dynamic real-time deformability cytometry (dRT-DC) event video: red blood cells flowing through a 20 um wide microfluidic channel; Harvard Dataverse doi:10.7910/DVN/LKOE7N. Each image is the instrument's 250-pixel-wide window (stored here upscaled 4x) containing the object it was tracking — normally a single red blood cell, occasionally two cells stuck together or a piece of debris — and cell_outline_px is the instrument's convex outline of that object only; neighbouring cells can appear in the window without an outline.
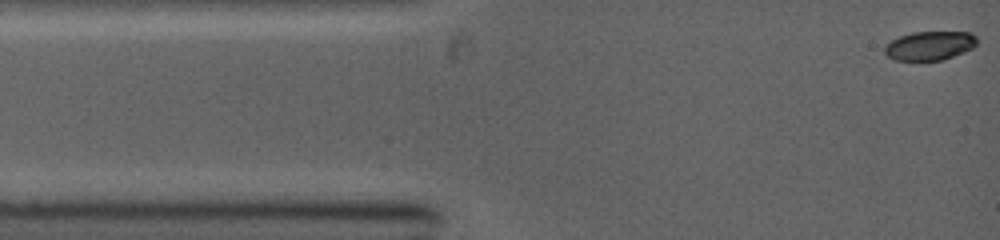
{"species": "common noctule bat (a hibernating species)", "species_latin": "Nyctalus noctula", "temperature_condition": "warm", "stored_images_in_passage": 59, "camera_frame_rate_fps": 5000, "um_per_image_px": 0.085, "animal": {"sex": "female", "body_mass_g": 19.0, "forearm_length_mm": 53.3}, "frame": {"image": 1, "passage_image": 1, "time_ms": 0.0, "image_size_px": [1000, 240], "cell_outline_px": [[976, 44], [972, 48], [964, 52], [944, 60], [892, 60], [884, 52], [884, 48], [892, 40], [900, 36], [912, 32], [968, 32], [976, 36]], "centroid_in_image_um": [79.02, 3.89], "position_along_channel_um": 6.0, "area_um2": 15.49}}
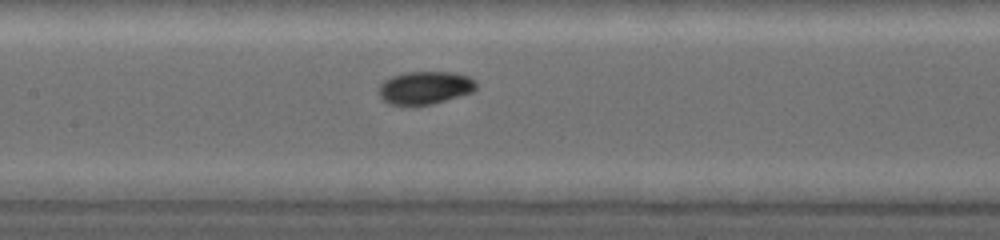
{"frame": {"image": 2, "passage_image": 24, "time_ms": 5.0, "image_size_px": [1000, 240], "cell_outline_px": [[476, 88], [472, 92], [460, 96], [432, 104], [388, 104], [380, 96], [380, 84], [384, 80], [392, 76], [404, 72], [456, 72], [468, 76], [476, 80]], "centroid_in_image_um": [36.16, 7.44], "position_along_channel_um": 171.2, "area_um2": 18.55}}
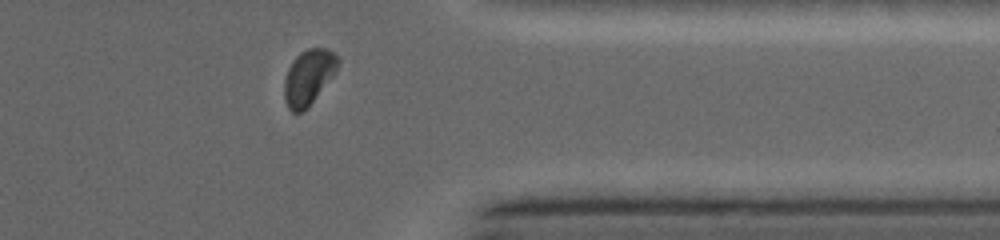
{"frame": {"image": 3, "passage_image": 52, "time_ms": 9.8, "image_size_px": [1000, 240], "cell_outline_px": [[340, 60], [336, 72], [312, 100], [300, 112], [292, 112], [288, 108], [284, 100], [284, 80], [288, 68], [296, 56], [300, 52], [308, 48], [324, 48], [332, 52]], "centroid_in_image_um": [26.2, 6.52], "position_along_channel_um": 385.2, "area_um2": 16.82}}